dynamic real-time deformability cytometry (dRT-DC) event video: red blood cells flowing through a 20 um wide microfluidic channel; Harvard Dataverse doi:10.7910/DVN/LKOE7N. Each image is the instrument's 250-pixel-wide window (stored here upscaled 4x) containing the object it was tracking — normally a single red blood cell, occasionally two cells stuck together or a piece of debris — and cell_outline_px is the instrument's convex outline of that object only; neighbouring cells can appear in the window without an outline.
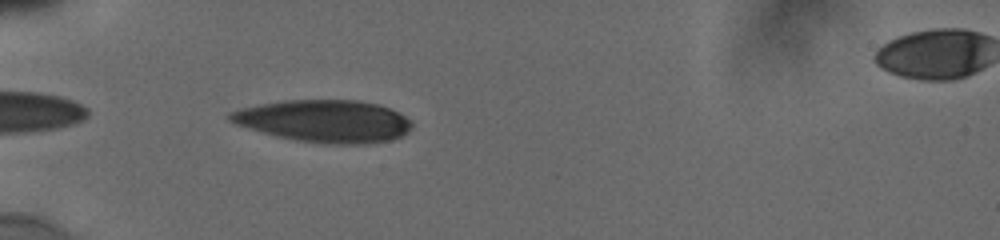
{"species": "human", "species_latin": "Homo sapiens", "temperature_condition": "cold", "stored_images_in_passage": 36, "camera_frame_rate_fps": 3000, "um_per_image_px": 0.085, "donor": {"sex": "male"}, "frame": {"image": 1, "passage_image": 2, "time_ms": 0.333, "image_size_px": [1000, 240], "cell_outline_px": [[412, 128], [408, 132], [392, 140], [364, 144], [324, 144], [300, 140], [280, 136], [264, 132], [236, 124], [228, 120], [228, 112], [240, 108], [260, 104], [284, 100], [360, 100], [380, 104], [400, 112], [412, 120]], "centroid_in_image_um": [27.63, 10.28], "position_along_channel_um": 57.4, "area_um2": 44.97}}
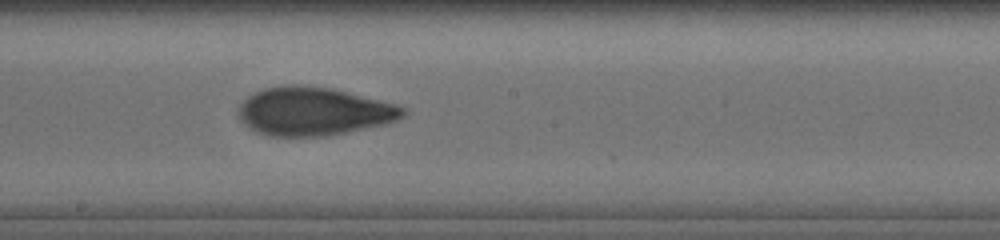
{"frame": {"image": 2, "passage_image": 16, "time_ms": 5.0, "image_size_px": [1000, 240], "cell_outline_px": [[408, 112], [404, 116], [396, 120], [384, 124], [324, 136], [272, 136], [256, 132], [248, 128], [240, 120], [236, 112], [240, 104], [248, 96], [264, 88], [288, 84], [308, 84], [332, 88], [396, 104], [408, 108]], "centroid_in_image_um": [26.64, 9.45], "position_along_channel_um": 221.6, "area_um2": 46.59}}
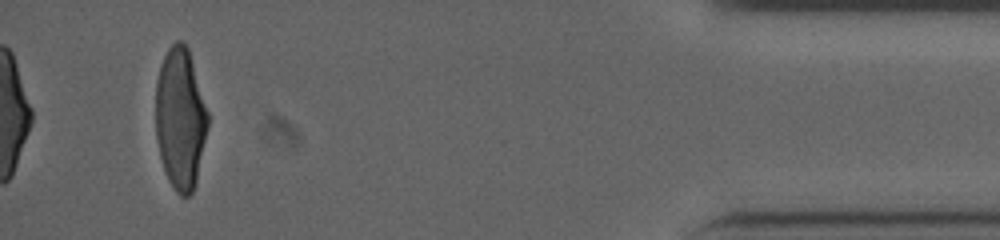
{"frame": {"image": 3, "passage_image": 36, "time_ms": 11.667, "image_size_px": [1000, 240], "cell_outline_px": [[208, 128], [196, 180], [192, 192], [188, 196], [180, 196], [176, 192], [168, 180], [160, 156], [156, 140], [156, 80], [160, 64], [168, 48], [176, 40], [180, 40], [188, 48], [208, 112]], "centroid_in_image_um": [15.32, 10.07], "position_along_channel_um": 419.9, "area_um2": 42.89}, "authors_computed_cell_mechanics": {"area_um2": 45.2285, "velocity_mm_per_s": 3.8593, "shape_relaxation_time_tau1_ms": 4.4969, "shape_relaxation_time_tau2_ms": 1.6456, "deformation_change_tau1": 0.1963, "deformation_change_tau2": 0.0749}}